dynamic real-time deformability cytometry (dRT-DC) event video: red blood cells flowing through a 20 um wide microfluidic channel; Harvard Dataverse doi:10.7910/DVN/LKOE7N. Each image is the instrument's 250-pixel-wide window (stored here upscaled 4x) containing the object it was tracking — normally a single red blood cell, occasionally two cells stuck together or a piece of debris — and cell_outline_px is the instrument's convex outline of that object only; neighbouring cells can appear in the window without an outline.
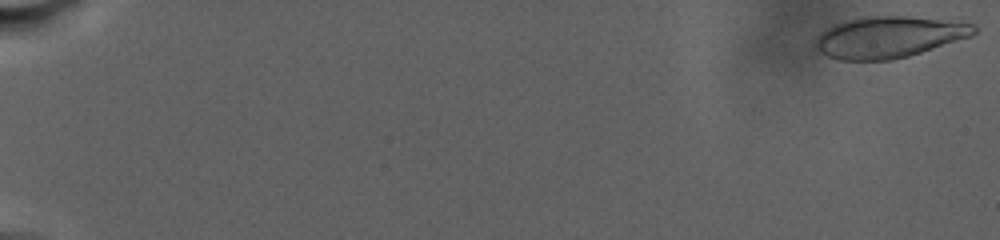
{"species": "human", "species_latin": "Homo sapiens", "temperature_condition": "warm", "stored_images_in_passage": 61, "camera_frame_rate_fps": 3000, "um_per_image_px": 0.085, "donor": {"sex": "male"}, "frame": {"image": 1, "passage_image": 1, "time_ms": 0.0, "image_size_px": [1000, 240], "cell_outline_px": [[980, 28], [972, 36], [908, 56], [892, 60], [836, 60], [820, 52], [816, 48], [816, 36], [820, 32], [836, 24], [860, 16], [908, 16], [976, 24]], "centroid_in_image_um": [75.56, 3.15], "position_along_channel_um": 9.4, "area_um2": 38.21}}
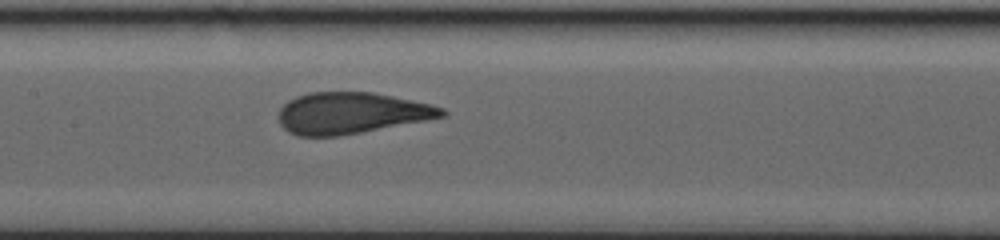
{"frame": {"image": 2, "passage_image": 33, "time_ms": 17.333, "image_size_px": [1000, 240], "cell_outline_px": [[448, 112], [444, 116], [428, 120], [360, 132], [336, 136], [296, 136], [288, 132], [280, 124], [280, 108], [288, 100], [296, 96], [308, 92], [372, 92], [432, 104], [444, 108]], "centroid_in_image_um": [29.86, 9.6], "position_along_channel_um": 177.5, "area_um2": 39.3}}
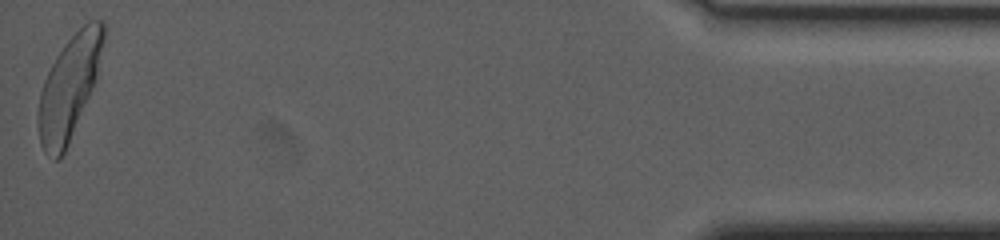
{"frame": {"image": 3, "passage_image": 61, "time_ms": 32.0, "image_size_px": [1000, 240], "cell_outline_px": [[104, 40], [96, 76], [92, 88], [68, 144], [60, 160], [52, 160], [44, 152], [40, 144], [36, 116], [36, 112], [40, 92], [44, 80], [56, 56], [64, 44], [88, 20], [104, 20]], "centroid_in_image_um": [5.83, 7.47], "position_along_channel_um": 429.4, "area_um2": 38.84}, "authors_computed_cell_mechanics": {"area_um2": 38.7838, "velocity_mm_per_s": 2.2312, "shape_relaxation_time_tau1_ms": 7.5648, "shape_relaxation_time_tau2_ms": null, "deformation_change_tau1": 0.1942, "deformation_change_tau2": null}}